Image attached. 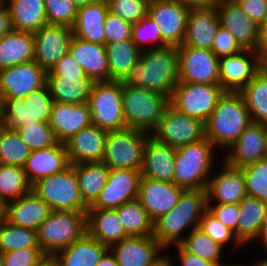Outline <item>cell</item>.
I'll return each instance as SVG.
<instances>
[{
    "label": "cell",
    "instance_id": "6da1fadb",
    "mask_svg": "<svg viewBox=\"0 0 267 266\" xmlns=\"http://www.w3.org/2000/svg\"><path fill=\"white\" fill-rule=\"evenodd\" d=\"M125 87H141L169 100L178 82V49L174 45L141 50L138 64L120 81Z\"/></svg>",
    "mask_w": 267,
    "mask_h": 266
},
{
    "label": "cell",
    "instance_id": "7a4b0ae2",
    "mask_svg": "<svg viewBox=\"0 0 267 266\" xmlns=\"http://www.w3.org/2000/svg\"><path fill=\"white\" fill-rule=\"evenodd\" d=\"M206 210V189L184 190L176 206L154 221L153 236L165 249L178 245L183 240V230L198 228Z\"/></svg>",
    "mask_w": 267,
    "mask_h": 266
},
{
    "label": "cell",
    "instance_id": "3957f363",
    "mask_svg": "<svg viewBox=\"0 0 267 266\" xmlns=\"http://www.w3.org/2000/svg\"><path fill=\"white\" fill-rule=\"evenodd\" d=\"M251 122L241 93L225 91L205 123V136L215 148L228 149Z\"/></svg>",
    "mask_w": 267,
    "mask_h": 266
},
{
    "label": "cell",
    "instance_id": "277c9868",
    "mask_svg": "<svg viewBox=\"0 0 267 266\" xmlns=\"http://www.w3.org/2000/svg\"><path fill=\"white\" fill-rule=\"evenodd\" d=\"M213 148L206 137L176 148L174 183L184 190L206 189L213 168Z\"/></svg>",
    "mask_w": 267,
    "mask_h": 266
},
{
    "label": "cell",
    "instance_id": "5b68a950",
    "mask_svg": "<svg viewBox=\"0 0 267 266\" xmlns=\"http://www.w3.org/2000/svg\"><path fill=\"white\" fill-rule=\"evenodd\" d=\"M86 213L54 210L37 229L38 243L45 255H55L87 233Z\"/></svg>",
    "mask_w": 267,
    "mask_h": 266
},
{
    "label": "cell",
    "instance_id": "8992f818",
    "mask_svg": "<svg viewBox=\"0 0 267 266\" xmlns=\"http://www.w3.org/2000/svg\"><path fill=\"white\" fill-rule=\"evenodd\" d=\"M169 104V99L160 93L141 87L122 86L126 128L153 131Z\"/></svg>",
    "mask_w": 267,
    "mask_h": 266
},
{
    "label": "cell",
    "instance_id": "52a82bcc",
    "mask_svg": "<svg viewBox=\"0 0 267 266\" xmlns=\"http://www.w3.org/2000/svg\"><path fill=\"white\" fill-rule=\"evenodd\" d=\"M88 104L92 125L107 131L126 128L122 106V84L120 81H94Z\"/></svg>",
    "mask_w": 267,
    "mask_h": 266
},
{
    "label": "cell",
    "instance_id": "ba28073f",
    "mask_svg": "<svg viewBox=\"0 0 267 266\" xmlns=\"http://www.w3.org/2000/svg\"><path fill=\"white\" fill-rule=\"evenodd\" d=\"M32 191L54 210L87 212L88 206L81 198L74 165L39 180Z\"/></svg>",
    "mask_w": 267,
    "mask_h": 266
},
{
    "label": "cell",
    "instance_id": "9c48e42d",
    "mask_svg": "<svg viewBox=\"0 0 267 266\" xmlns=\"http://www.w3.org/2000/svg\"><path fill=\"white\" fill-rule=\"evenodd\" d=\"M148 133L132 128L108 131L102 162L110 169L141 170Z\"/></svg>",
    "mask_w": 267,
    "mask_h": 266
},
{
    "label": "cell",
    "instance_id": "30bf717a",
    "mask_svg": "<svg viewBox=\"0 0 267 266\" xmlns=\"http://www.w3.org/2000/svg\"><path fill=\"white\" fill-rule=\"evenodd\" d=\"M224 92L220 85L177 82L169 102L179 112L206 123Z\"/></svg>",
    "mask_w": 267,
    "mask_h": 266
},
{
    "label": "cell",
    "instance_id": "8fae6325",
    "mask_svg": "<svg viewBox=\"0 0 267 266\" xmlns=\"http://www.w3.org/2000/svg\"><path fill=\"white\" fill-rule=\"evenodd\" d=\"M152 132L151 136L157 141L175 149L206 137L204 122L179 112L170 104Z\"/></svg>",
    "mask_w": 267,
    "mask_h": 266
},
{
    "label": "cell",
    "instance_id": "7c38bea8",
    "mask_svg": "<svg viewBox=\"0 0 267 266\" xmlns=\"http://www.w3.org/2000/svg\"><path fill=\"white\" fill-rule=\"evenodd\" d=\"M178 82L220 85L219 58L212 50L177 46Z\"/></svg>",
    "mask_w": 267,
    "mask_h": 266
},
{
    "label": "cell",
    "instance_id": "4fadbf2b",
    "mask_svg": "<svg viewBox=\"0 0 267 266\" xmlns=\"http://www.w3.org/2000/svg\"><path fill=\"white\" fill-rule=\"evenodd\" d=\"M141 170L110 169L106 185L88 209H115L138 197Z\"/></svg>",
    "mask_w": 267,
    "mask_h": 266
},
{
    "label": "cell",
    "instance_id": "5bb4252c",
    "mask_svg": "<svg viewBox=\"0 0 267 266\" xmlns=\"http://www.w3.org/2000/svg\"><path fill=\"white\" fill-rule=\"evenodd\" d=\"M261 68L263 66L255 50L242 49L237 54L221 57L219 58L220 86L225 91L240 92Z\"/></svg>",
    "mask_w": 267,
    "mask_h": 266
},
{
    "label": "cell",
    "instance_id": "9a60e30c",
    "mask_svg": "<svg viewBox=\"0 0 267 266\" xmlns=\"http://www.w3.org/2000/svg\"><path fill=\"white\" fill-rule=\"evenodd\" d=\"M189 11L177 0H154L149 2L148 15L158 25L163 40L177 47L183 43Z\"/></svg>",
    "mask_w": 267,
    "mask_h": 266
},
{
    "label": "cell",
    "instance_id": "2e32d148",
    "mask_svg": "<svg viewBox=\"0 0 267 266\" xmlns=\"http://www.w3.org/2000/svg\"><path fill=\"white\" fill-rule=\"evenodd\" d=\"M47 72L35 61L0 70V98H25L46 83Z\"/></svg>",
    "mask_w": 267,
    "mask_h": 266
},
{
    "label": "cell",
    "instance_id": "e0dca14e",
    "mask_svg": "<svg viewBox=\"0 0 267 266\" xmlns=\"http://www.w3.org/2000/svg\"><path fill=\"white\" fill-rule=\"evenodd\" d=\"M34 60L47 72L69 51L72 28L47 24L34 32Z\"/></svg>",
    "mask_w": 267,
    "mask_h": 266
},
{
    "label": "cell",
    "instance_id": "ac0fdd59",
    "mask_svg": "<svg viewBox=\"0 0 267 266\" xmlns=\"http://www.w3.org/2000/svg\"><path fill=\"white\" fill-rule=\"evenodd\" d=\"M163 249L153 235L127 237L109 247L118 266H153L164 257Z\"/></svg>",
    "mask_w": 267,
    "mask_h": 266
},
{
    "label": "cell",
    "instance_id": "d6986e66",
    "mask_svg": "<svg viewBox=\"0 0 267 266\" xmlns=\"http://www.w3.org/2000/svg\"><path fill=\"white\" fill-rule=\"evenodd\" d=\"M183 191L174 182L142 177L137 200L155 221L176 206Z\"/></svg>",
    "mask_w": 267,
    "mask_h": 266
},
{
    "label": "cell",
    "instance_id": "ffe728a7",
    "mask_svg": "<svg viewBox=\"0 0 267 266\" xmlns=\"http://www.w3.org/2000/svg\"><path fill=\"white\" fill-rule=\"evenodd\" d=\"M220 25L226 28L242 49L255 50L258 24L252 21L234 0H218L215 6Z\"/></svg>",
    "mask_w": 267,
    "mask_h": 266
},
{
    "label": "cell",
    "instance_id": "44dd1931",
    "mask_svg": "<svg viewBox=\"0 0 267 266\" xmlns=\"http://www.w3.org/2000/svg\"><path fill=\"white\" fill-rule=\"evenodd\" d=\"M108 131L95 125L79 130L65 146L70 163L102 162Z\"/></svg>",
    "mask_w": 267,
    "mask_h": 266
},
{
    "label": "cell",
    "instance_id": "7402d4cb",
    "mask_svg": "<svg viewBox=\"0 0 267 266\" xmlns=\"http://www.w3.org/2000/svg\"><path fill=\"white\" fill-rule=\"evenodd\" d=\"M49 125L58 142L65 143L79 130L92 125L88 102L82 104H62L53 102Z\"/></svg>",
    "mask_w": 267,
    "mask_h": 266
},
{
    "label": "cell",
    "instance_id": "603a6c76",
    "mask_svg": "<svg viewBox=\"0 0 267 266\" xmlns=\"http://www.w3.org/2000/svg\"><path fill=\"white\" fill-rule=\"evenodd\" d=\"M265 124L251 122L227 150L226 164L243 168L265 157Z\"/></svg>",
    "mask_w": 267,
    "mask_h": 266
},
{
    "label": "cell",
    "instance_id": "cb8c5ba5",
    "mask_svg": "<svg viewBox=\"0 0 267 266\" xmlns=\"http://www.w3.org/2000/svg\"><path fill=\"white\" fill-rule=\"evenodd\" d=\"M71 165L65 143L30 152L23 166L27 178L33 186L36 182L59 173Z\"/></svg>",
    "mask_w": 267,
    "mask_h": 266
},
{
    "label": "cell",
    "instance_id": "d4e9b609",
    "mask_svg": "<svg viewBox=\"0 0 267 266\" xmlns=\"http://www.w3.org/2000/svg\"><path fill=\"white\" fill-rule=\"evenodd\" d=\"M223 163V171L208 180L207 204H210L212 199H215L217 204H239L247 195L242 169Z\"/></svg>",
    "mask_w": 267,
    "mask_h": 266
},
{
    "label": "cell",
    "instance_id": "484cf974",
    "mask_svg": "<svg viewBox=\"0 0 267 266\" xmlns=\"http://www.w3.org/2000/svg\"><path fill=\"white\" fill-rule=\"evenodd\" d=\"M175 154V148L150 135L144 147L142 177L174 182Z\"/></svg>",
    "mask_w": 267,
    "mask_h": 266
},
{
    "label": "cell",
    "instance_id": "4316f807",
    "mask_svg": "<svg viewBox=\"0 0 267 266\" xmlns=\"http://www.w3.org/2000/svg\"><path fill=\"white\" fill-rule=\"evenodd\" d=\"M51 212L50 206L36 193L30 191L16 200L7 202L5 220L10 224L37 231Z\"/></svg>",
    "mask_w": 267,
    "mask_h": 266
},
{
    "label": "cell",
    "instance_id": "83f0119b",
    "mask_svg": "<svg viewBox=\"0 0 267 266\" xmlns=\"http://www.w3.org/2000/svg\"><path fill=\"white\" fill-rule=\"evenodd\" d=\"M219 27L220 20L216 7L190 10L185 36L180 46L212 50L213 40Z\"/></svg>",
    "mask_w": 267,
    "mask_h": 266
},
{
    "label": "cell",
    "instance_id": "f1b7e54d",
    "mask_svg": "<svg viewBox=\"0 0 267 266\" xmlns=\"http://www.w3.org/2000/svg\"><path fill=\"white\" fill-rule=\"evenodd\" d=\"M68 52L83 67L87 77L93 81H109L105 45L85 41L73 36Z\"/></svg>",
    "mask_w": 267,
    "mask_h": 266
},
{
    "label": "cell",
    "instance_id": "f546056e",
    "mask_svg": "<svg viewBox=\"0 0 267 266\" xmlns=\"http://www.w3.org/2000/svg\"><path fill=\"white\" fill-rule=\"evenodd\" d=\"M108 11L109 5L99 0L78 7L76 20L72 27L73 36L105 45L104 22Z\"/></svg>",
    "mask_w": 267,
    "mask_h": 266
},
{
    "label": "cell",
    "instance_id": "4dcf8cb0",
    "mask_svg": "<svg viewBox=\"0 0 267 266\" xmlns=\"http://www.w3.org/2000/svg\"><path fill=\"white\" fill-rule=\"evenodd\" d=\"M86 224L87 233L108 247L129 237L115 209H88Z\"/></svg>",
    "mask_w": 267,
    "mask_h": 266
},
{
    "label": "cell",
    "instance_id": "1f68e13d",
    "mask_svg": "<svg viewBox=\"0 0 267 266\" xmlns=\"http://www.w3.org/2000/svg\"><path fill=\"white\" fill-rule=\"evenodd\" d=\"M109 247L85 233L65 249L54 256L61 266H97Z\"/></svg>",
    "mask_w": 267,
    "mask_h": 266
},
{
    "label": "cell",
    "instance_id": "d6a6232c",
    "mask_svg": "<svg viewBox=\"0 0 267 266\" xmlns=\"http://www.w3.org/2000/svg\"><path fill=\"white\" fill-rule=\"evenodd\" d=\"M94 81L89 77L47 76L53 102L62 104H82L88 102Z\"/></svg>",
    "mask_w": 267,
    "mask_h": 266
},
{
    "label": "cell",
    "instance_id": "836d02e7",
    "mask_svg": "<svg viewBox=\"0 0 267 266\" xmlns=\"http://www.w3.org/2000/svg\"><path fill=\"white\" fill-rule=\"evenodd\" d=\"M7 3L14 31L34 33L48 24L44 0H8Z\"/></svg>",
    "mask_w": 267,
    "mask_h": 266
},
{
    "label": "cell",
    "instance_id": "e575fe53",
    "mask_svg": "<svg viewBox=\"0 0 267 266\" xmlns=\"http://www.w3.org/2000/svg\"><path fill=\"white\" fill-rule=\"evenodd\" d=\"M239 205V220L236 238L242 244L256 241L262 224L267 217V203L246 195Z\"/></svg>",
    "mask_w": 267,
    "mask_h": 266
},
{
    "label": "cell",
    "instance_id": "d590c367",
    "mask_svg": "<svg viewBox=\"0 0 267 266\" xmlns=\"http://www.w3.org/2000/svg\"><path fill=\"white\" fill-rule=\"evenodd\" d=\"M33 60V33L13 30L0 39V70Z\"/></svg>",
    "mask_w": 267,
    "mask_h": 266
},
{
    "label": "cell",
    "instance_id": "8d00e7d4",
    "mask_svg": "<svg viewBox=\"0 0 267 266\" xmlns=\"http://www.w3.org/2000/svg\"><path fill=\"white\" fill-rule=\"evenodd\" d=\"M74 170L81 198L90 207L106 185L110 168L103 162H91L75 164Z\"/></svg>",
    "mask_w": 267,
    "mask_h": 266
},
{
    "label": "cell",
    "instance_id": "74e56055",
    "mask_svg": "<svg viewBox=\"0 0 267 266\" xmlns=\"http://www.w3.org/2000/svg\"><path fill=\"white\" fill-rule=\"evenodd\" d=\"M109 81H121L139 62L141 50L129 40L105 45Z\"/></svg>",
    "mask_w": 267,
    "mask_h": 266
},
{
    "label": "cell",
    "instance_id": "f35d334b",
    "mask_svg": "<svg viewBox=\"0 0 267 266\" xmlns=\"http://www.w3.org/2000/svg\"><path fill=\"white\" fill-rule=\"evenodd\" d=\"M240 93L252 122L267 124V69L261 68Z\"/></svg>",
    "mask_w": 267,
    "mask_h": 266
},
{
    "label": "cell",
    "instance_id": "ab89813d",
    "mask_svg": "<svg viewBox=\"0 0 267 266\" xmlns=\"http://www.w3.org/2000/svg\"><path fill=\"white\" fill-rule=\"evenodd\" d=\"M115 210L129 237L153 235L154 221L137 199L124 203Z\"/></svg>",
    "mask_w": 267,
    "mask_h": 266
},
{
    "label": "cell",
    "instance_id": "60d3db41",
    "mask_svg": "<svg viewBox=\"0 0 267 266\" xmlns=\"http://www.w3.org/2000/svg\"><path fill=\"white\" fill-rule=\"evenodd\" d=\"M30 191L32 185L22 166L0 164V198L7 203Z\"/></svg>",
    "mask_w": 267,
    "mask_h": 266
},
{
    "label": "cell",
    "instance_id": "b9f144b4",
    "mask_svg": "<svg viewBox=\"0 0 267 266\" xmlns=\"http://www.w3.org/2000/svg\"><path fill=\"white\" fill-rule=\"evenodd\" d=\"M25 248H40L37 231L2 220L0 222V253Z\"/></svg>",
    "mask_w": 267,
    "mask_h": 266
},
{
    "label": "cell",
    "instance_id": "7bdbcfd3",
    "mask_svg": "<svg viewBox=\"0 0 267 266\" xmlns=\"http://www.w3.org/2000/svg\"><path fill=\"white\" fill-rule=\"evenodd\" d=\"M184 251L194 254L199 258L222 263L221 256L223 247L216 243L211 237L199 228L193 229L178 244Z\"/></svg>",
    "mask_w": 267,
    "mask_h": 266
},
{
    "label": "cell",
    "instance_id": "ee69618b",
    "mask_svg": "<svg viewBox=\"0 0 267 266\" xmlns=\"http://www.w3.org/2000/svg\"><path fill=\"white\" fill-rule=\"evenodd\" d=\"M30 152L16 130L5 129L0 143V164L23 167Z\"/></svg>",
    "mask_w": 267,
    "mask_h": 266
},
{
    "label": "cell",
    "instance_id": "f6af8a7d",
    "mask_svg": "<svg viewBox=\"0 0 267 266\" xmlns=\"http://www.w3.org/2000/svg\"><path fill=\"white\" fill-rule=\"evenodd\" d=\"M0 113L8 129L18 130L32 124L31 106L25 98H0Z\"/></svg>",
    "mask_w": 267,
    "mask_h": 266
},
{
    "label": "cell",
    "instance_id": "bcb514c9",
    "mask_svg": "<svg viewBox=\"0 0 267 266\" xmlns=\"http://www.w3.org/2000/svg\"><path fill=\"white\" fill-rule=\"evenodd\" d=\"M241 169L245 178L247 195L267 203V157Z\"/></svg>",
    "mask_w": 267,
    "mask_h": 266
},
{
    "label": "cell",
    "instance_id": "7dc6e473",
    "mask_svg": "<svg viewBox=\"0 0 267 266\" xmlns=\"http://www.w3.org/2000/svg\"><path fill=\"white\" fill-rule=\"evenodd\" d=\"M16 131L31 151L47 148L58 143L48 122L28 123Z\"/></svg>",
    "mask_w": 267,
    "mask_h": 266
},
{
    "label": "cell",
    "instance_id": "c3c4849f",
    "mask_svg": "<svg viewBox=\"0 0 267 266\" xmlns=\"http://www.w3.org/2000/svg\"><path fill=\"white\" fill-rule=\"evenodd\" d=\"M46 20L51 25L73 27L78 6L72 0H44Z\"/></svg>",
    "mask_w": 267,
    "mask_h": 266
},
{
    "label": "cell",
    "instance_id": "681fc988",
    "mask_svg": "<svg viewBox=\"0 0 267 266\" xmlns=\"http://www.w3.org/2000/svg\"><path fill=\"white\" fill-rule=\"evenodd\" d=\"M131 40L134 44L142 50V44L151 45L155 43V47H162L168 45L162 38L158 25L153 19L147 15L132 26ZM151 43V44H150Z\"/></svg>",
    "mask_w": 267,
    "mask_h": 266
},
{
    "label": "cell",
    "instance_id": "f907efd6",
    "mask_svg": "<svg viewBox=\"0 0 267 266\" xmlns=\"http://www.w3.org/2000/svg\"><path fill=\"white\" fill-rule=\"evenodd\" d=\"M198 228L223 248L232 239L235 243L234 247L236 246L237 248L242 245L236 238L234 232L225 227L208 209L202 215Z\"/></svg>",
    "mask_w": 267,
    "mask_h": 266
},
{
    "label": "cell",
    "instance_id": "816d5d0a",
    "mask_svg": "<svg viewBox=\"0 0 267 266\" xmlns=\"http://www.w3.org/2000/svg\"><path fill=\"white\" fill-rule=\"evenodd\" d=\"M25 100L31 106L32 123L49 122L53 98L46 83L42 87L33 90L25 97Z\"/></svg>",
    "mask_w": 267,
    "mask_h": 266
},
{
    "label": "cell",
    "instance_id": "f5cc1de1",
    "mask_svg": "<svg viewBox=\"0 0 267 266\" xmlns=\"http://www.w3.org/2000/svg\"><path fill=\"white\" fill-rule=\"evenodd\" d=\"M148 0H115L109 5V11L132 25L148 15Z\"/></svg>",
    "mask_w": 267,
    "mask_h": 266
},
{
    "label": "cell",
    "instance_id": "db71d44e",
    "mask_svg": "<svg viewBox=\"0 0 267 266\" xmlns=\"http://www.w3.org/2000/svg\"><path fill=\"white\" fill-rule=\"evenodd\" d=\"M132 24L108 11L104 22L105 45L131 39Z\"/></svg>",
    "mask_w": 267,
    "mask_h": 266
},
{
    "label": "cell",
    "instance_id": "11a10c76",
    "mask_svg": "<svg viewBox=\"0 0 267 266\" xmlns=\"http://www.w3.org/2000/svg\"><path fill=\"white\" fill-rule=\"evenodd\" d=\"M45 256L41 248H25L0 253L4 266H36Z\"/></svg>",
    "mask_w": 267,
    "mask_h": 266
},
{
    "label": "cell",
    "instance_id": "9f6ffc18",
    "mask_svg": "<svg viewBox=\"0 0 267 266\" xmlns=\"http://www.w3.org/2000/svg\"><path fill=\"white\" fill-rule=\"evenodd\" d=\"M242 50L240 45L236 42L234 36L223 26L217 30L216 36L213 40L212 51L218 58L234 55Z\"/></svg>",
    "mask_w": 267,
    "mask_h": 266
},
{
    "label": "cell",
    "instance_id": "6f0895ef",
    "mask_svg": "<svg viewBox=\"0 0 267 266\" xmlns=\"http://www.w3.org/2000/svg\"><path fill=\"white\" fill-rule=\"evenodd\" d=\"M207 209L217 218L225 227L232 230L236 236V229L239 220L238 204H207Z\"/></svg>",
    "mask_w": 267,
    "mask_h": 266
},
{
    "label": "cell",
    "instance_id": "680465c9",
    "mask_svg": "<svg viewBox=\"0 0 267 266\" xmlns=\"http://www.w3.org/2000/svg\"><path fill=\"white\" fill-rule=\"evenodd\" d=\"M47 76L62 77H87L83 67L78 64L72 55L66 53L51 69L47 71Z\"/></svg>",
    "mask_w": 267,
    "mask_h": 266
},
{
    "label": "cell",
    "instance_id": "91938a15",
    "mask_svg": "<svg viewBox=\"0 0 267 266\" xmlns=\"http://www.w3.org/2000/svg\"><path fill=\"white\" fill-rule=\"evenodd\" d=\"M241 10L256 24L267 17V0H234Z\"/></svg>",
    "mask_w": 267,
    "mask_h": 266
},
{
    "label": "cell",
    "instance_id": "94428289",
    "mask_svg": "<svg viewBox=\"0 0 267 266\" xmlns=\"http://www.w3.org/2000/svg\"><path fill=\"white\" fill-rule=\"evenodd\" d=\"M176 248L181 266H227L223 263H215L199 258L194 254L184 251L179 245H176Z\"/></svg>",
    "mask_w": 267,
    "mask_h": 266
},
{
    "label": "cell",
    "instance_id": "6125c7cd",
    "mask_svg": "<svg viewBox=\"0 0 267 266\" xmlns=\"http://www.w3.org/2000/svg\"><path fill=\"white\" fill-rule=\"evenodd\" d=\"M255 52L259 55L264 67L267 64V17L258 25L257 46Z\"/></svg>",
    "mask_w": 267,
    "mask_h": 266
},
{
    "label": "cell",
    "instance_id": "be15d7a7",
    "mask_svg": "<svg viewBox=\"0 0 267 266\" xmlns=\"http://www.w3.org/2000/svg\"><path fill=\"white\" fill-rule=\"evenodd\" d=\"M190 10L211 9L217 5L218 0H177Z\"/></svg>",
    "mask_w": 267,
    "mask_h": 266
},
{
    "label": "cell",
    "instance_id": "e7e4bbea",
    "mask_svg": "<svg viewBox=\"0 0 267 266\" xmlns=\"http://www.w3.org/2000/svg\"><path fill=\"white\" fill-rule=\"evenodd\" d=\"M12 31H13V26L10 17V12L8 8L5 6L0 11V39Z\"/></svg>",
    "mask_w": 267,
    "mask_h": 266
},
{
    "label": "cell",
    "instance_id": "03108f58",
    "mask_svg": "<svg viewBox=\"0 0 267 266\" xmlns=\"http://www.w3.org/2000/svg\"><path fill=\"white\" fill-rule=\"evenodd\" d=\"M97 266H118V264L114 255L108 250L98 262Z\"/></svg>",
    "mask_w": 267,
    "mask_h": 266
},
{
    "label": "cell",
    "instance_id": "003e7915",
    "mask_svg": "<svg viewBox=\"0 0 267 266\" xmlns=\"http://www.w3.org/2000/svg\"><path fill=\"white\" fill-rule=\"evenodd\" d=\"M36 266H61L54 255H46Z\"/></svg>",
    "mask_w": 267,
    "mask_h": 266
},
{
    "label": "cell",
    "instance_id": "a7ac6f4b",
    "mask_svg": "<svg viewBox=\"0 0 267 266\" xmlns=\"http://www.w3.org/2000/svg\"><path fill=\"white\" fill-rule=\"evenodd\" d=\"M257 240L262 241L261 243L265 246V249L267 250V217L265 218L262 224L259 235L257 236Z\"/></svg>",
    "mask_w": 267,
    "mask_h": 266
},
{
    "label": "cell",
    "instance_id": "89a4df30",
    "mask_svg": "<svg viewBox=\"0 0 267 266\" xmlns=\"http://www.w3.org/2000/svg\"><path fill=\"white\" fill-rule=\"evenodd\" d=\"M6 205L7 203L0 198V222L6 218Z\"/></svg>",
    "mask_w": 267,
    "mask_h": 266
},
{
    "label": "cell",
    "instance_id": "2644e50d",
    "mask_svg": "<svg viewBox=\"0 0 267 266\" xmlns=\"http://www.w3.org/2000/svg\"><path fill=\"white\" fill-rule=\"evenodd\" d=\"M153 266H173V263L168 256H164L158 263Z\"/></svg>",
    "mask_w": 267,
    "mask_h": 266
},
{
    "label": "cell",
    "instance_id": "8c879c8a",
    "mask_svg": "<svg viewBox=\"0 0 267 266\" xmlns=\"http://www.w3.org/2000/svg\"><path fill=\"white\" fill-rule=\"evenodd\" d=\"M6 128H7V125L5 121L3 120V117L0 113V143H1L2 136H3V132L5 131Z\"/></svg>",
    "mask_w": 267,
    "mask_h": 266
},
{
    "label": "cell",
    "instance_id": "753ad0ef",
    "mask_svg": "<svg viewBox=\"0 0 267 266\" xmlns=\"http://www.w3.org/2000/svg\"><path fill=\"white\" fill-rule=\"evenodd\" d=\"M72 1H74V3H75L78 7H80V6L87 5V4H89V3L95 2V1H97V0H72Z\"/></svg>",
    "mask_w": 267,
    "mask_h": 266
},
{
    "label": "cell",
    "instance_id": "34e18365",
    "mask_svg": "<svg viewBox=\"0 0 267 266\" xmlns=\"http://www.w3.org/2000/svg\"><path fill=\"white\" fill-rule=\"evenodd\" d=\"M265 156L267 157V124H265V141H264Z\"/></svg>",
    "mask_w": 267,
    "mask_h": 266
},
{
    "label": "cell",
    "instance_id": "11e5206c",
    "mask_svg": "<svg viewBox=\"0 0 267 266\" xmlns=\"http://www.w3.org/2000/svg\"><path fill=\"white\" fill-rule=\"evenodd\" d=\"M255 265L256 266H267V259H263L261 261H258Z\"/></svg>",
    "mask_w": 267,
    "mask_h": 266
},
{
    "label": "cell",
    "instance_id": "2a66077c",
    "mask_svg": "<svg viewBox=\"0 0 267 266\" xmlns=\"http://www.w3.org/2000/svg\"><path fill=\"white\" fill-rule=\"evenodd\" d=\"M101 2H103L106 5H110L112 2H114L115 0H99Z\"/></svg>",
    "mask_w": 267,
    "mask_h": 266
},
{
    "label": "cell",
    "instance_id": "b9fcfbb0",
    "mask_svg": "<svg viewBox=\"0 0 267 266\" xmlns=\"http://www.w3.org/2000/svg\"><path fill=\"white\" fill-rule=\"evenodd\" d=\"M6 0H0V11L5 7Z\"/></svg>",
    "mask_w": 267,
    "mask_h": 266
},
{
    "label": "cell",
    "instance_id": "09005b40",
    "mask_svg": "<svg viewBox=\"0 0 267 266\" xmlns=\"http://www.w3.org/2000/svg\"><path fill=\"white\" fill-rule=\"evenodd\" d=\"M0 266H4L1 257H0Z\"/></svg>",
    "mask_w": 267,
    "mask_h": 266
},
{
    "label": "cell",
    "instance_id": "979ff035",
    "mask_svg": "<svg viewBox=\"0 0 267 266\" xmlns=\"http://www.w3.org/2000/svg\"><path fill=\"white\" fill-rule=\"evenodd\" d=\"M227 266H228V265H227ZM229 266H242V265H236V264H235V265H229ZM254 266H256V265H254Z\"/></svg>",
    "mask_w": 267,
    "mask_h": 266
}]
</instances>
